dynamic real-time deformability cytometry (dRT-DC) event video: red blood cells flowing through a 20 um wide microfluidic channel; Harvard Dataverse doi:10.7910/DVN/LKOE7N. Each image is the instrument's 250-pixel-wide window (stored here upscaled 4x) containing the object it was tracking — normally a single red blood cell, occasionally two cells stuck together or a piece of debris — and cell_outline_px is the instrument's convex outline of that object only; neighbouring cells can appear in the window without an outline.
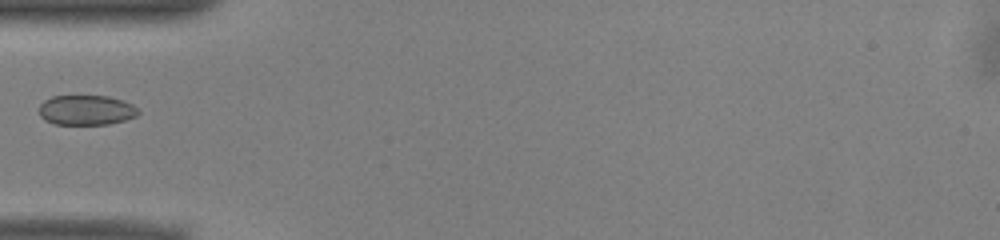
{"species": "common noctule bat (a hibernating species)", "species_latin": "Nyctalus noctula", "temperature_condition": "warm", "stored_images_in_passage": 12, "camera_frame_rate_fps": 3000, "um_per_image_px": 0.085, "animal": {"sex": "male", "body_mass_g": 13.0, "forearm_length_mm": 53.1}, "frame": {"image": 1, "passage_image": 1, "time_ms": 0.0, "image_size_px": [1000, 240], "cell_outline_px": [[140, 112], [136, 116], [124, 120], [108, 124], [56, 124], [44, 120], [40, 116], [40, 104], [44, 100], [52, 96], [108, 96], [124, 100], [132, 104]], "centroid_in_image_um": [7.33, 9.35], "position_along_channel_um": 77.7, "area_um2": 17.28}}
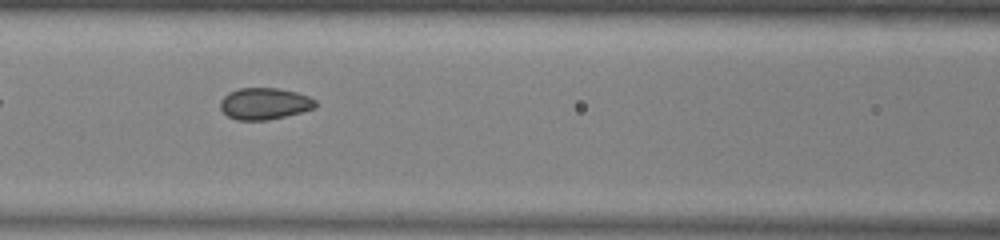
{"frame": {"image": 2, "passage_image": 6, "time_ms": 1.667, "image_size_px": [1000, 240], "cell_outline_px": [[316, 108], [268, 120], [236, 120], [228, 116], [220, 108], [220, 100], [228, 92], [240, 88], [280, 88], [296, 92], [308, 96], [316, 100]], "centroid_in_image_um": [22.47, 8.8], "position_along_channel_um": 144.1, "area_um2": 17.57}}
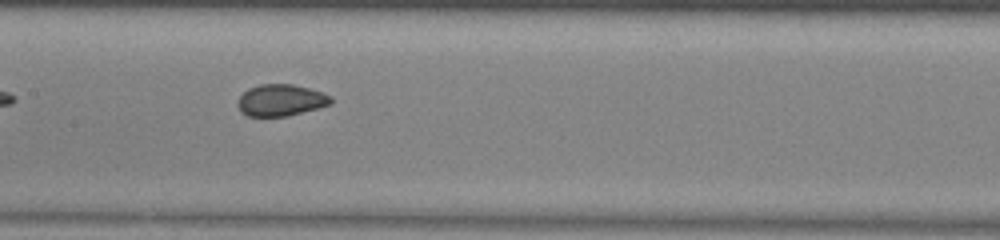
{"frame": {"image": 3, "passage_image": 9, "time_ms": 2.667, "image_size_px": [1000, 240], "cell_outline_px": [[332, 104], [288, 116], [248, 116], [240, 112], [236, 104], [236, 100], [248, 88], [260, 84], [292, 84], [324, 92], [332, 96]], "centroid_in_image_um": [23.86, 8.51], "position_along_channel_um": 183.5, "area_um2": 17.4}}